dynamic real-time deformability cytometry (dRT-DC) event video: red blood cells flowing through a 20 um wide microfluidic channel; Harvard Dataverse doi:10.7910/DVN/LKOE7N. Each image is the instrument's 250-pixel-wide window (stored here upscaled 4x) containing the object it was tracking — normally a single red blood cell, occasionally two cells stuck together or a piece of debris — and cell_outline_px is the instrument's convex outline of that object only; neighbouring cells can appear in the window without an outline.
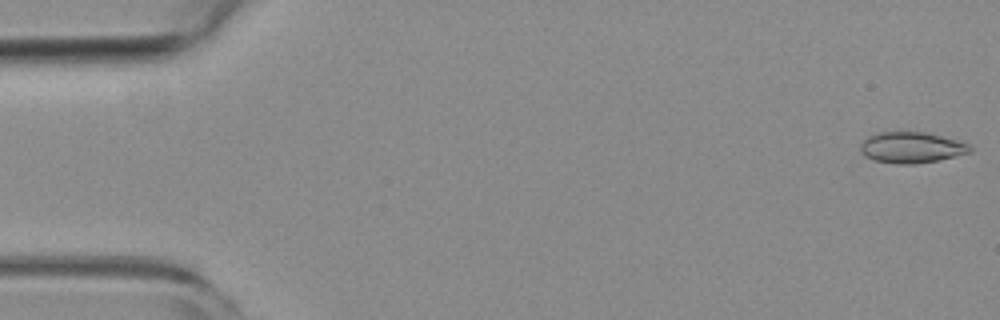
{"species": "common noctule bat (a hibernating species)", "species_latin": "Nyctalus noctula", "temperature_condition": "room temperature", "stored_images_in_passage": 55, "camera_frame_rate_fps": 3000, "um_per_image_px": 0.085, "animal": {"sex": "female", "body_mass_g": 19.3, "forearm_length_mm": 54.1}, "frame": {"image": 1, "passage_image": 1, "time_ms": 0.0, "image_size_px": [1000, 320], "cell_outline_px": [[972, 152], [940, 160], [916, 164], [896, 164], [872, 160], [864, 156], [860, 152], [860, 144], [868, 136], [880, 132], [924, 132], [956, 140], [968, 144], [972, 148]], "centroid_in_image_um": [77.45, 12.55], "position_along_channel_um": 7.6, "area_um2": 19.88}}
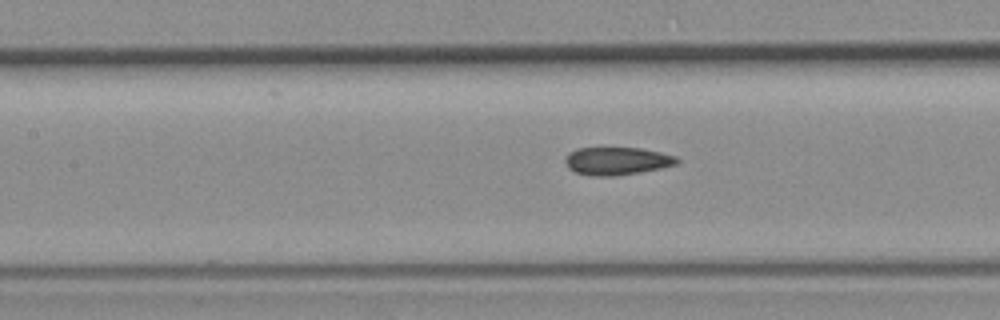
{"frame": {"image": 2, "passage_image": 24, "time_ms": 7.667, "image_size_px": [1000, 320], "cell_outline_px": [[680, 160], [676, 164], [660, 168], [640, 172], [616, 176], [588, 176], [576, 172], [568, 168], [564, 160], [564, 156], [568, 152], [576, 148], [640, 148], [660, 152], [676, 156]], "centroid_in_image_um": [52.39, 13.68], "position_along_channel_um": 155.0, "area_um2": 18.26}}
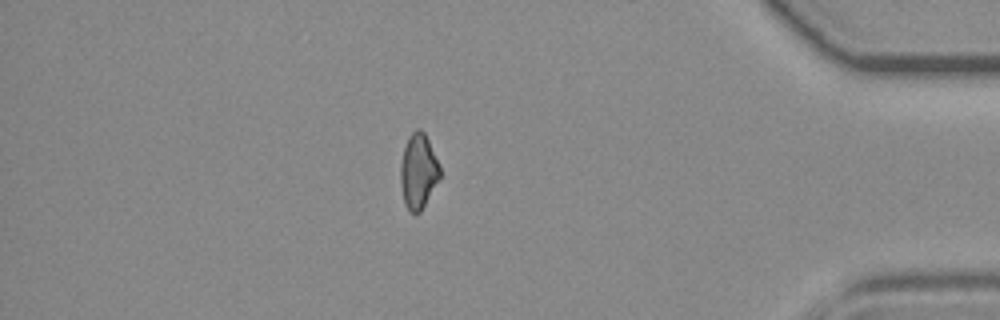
{"frame": {"image": 3, "passage_image": 47, "time_ms": 15.333, "image_size_px": [1000, 320], "cell_outline_px": [[440, 180], [420, 212], [408, 212], [404, 204], [400, 184], [400, 164], [404, 148], [408, 136], [416, 128], [420, 128], [424, 132], [440, 164]], "centroid_in_image_um": [35.56, 14.56], "position_along_channel_um": 399.6, "area_um2": 17.51}}